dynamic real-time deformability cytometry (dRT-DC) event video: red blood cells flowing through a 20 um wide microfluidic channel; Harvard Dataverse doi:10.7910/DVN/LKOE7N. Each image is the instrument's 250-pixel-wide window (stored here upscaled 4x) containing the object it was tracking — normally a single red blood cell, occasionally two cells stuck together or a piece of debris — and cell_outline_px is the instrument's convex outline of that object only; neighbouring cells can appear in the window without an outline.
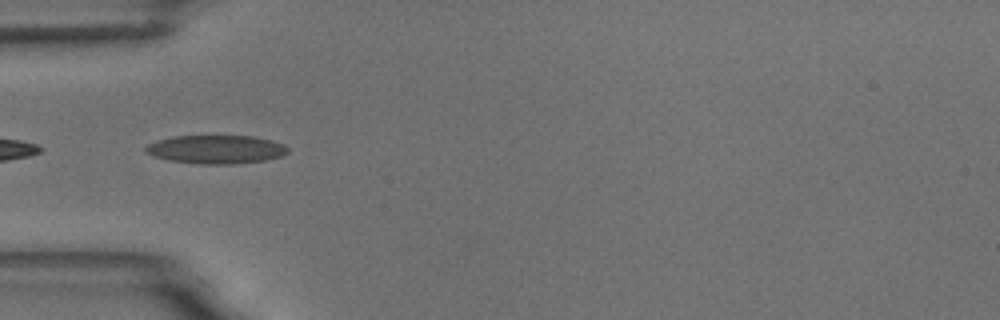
{"species": "common noctule bat (a hibernating species)", "species_latin": "Nyctalus noctula", "temperature_condition": "room temperature", "stored_images_in_passage": 10, "camera_frame_rate_fps": 3000, "um_per_image_px": 0.085, "animal": {"sex": "male", "body_mass_g": 18.8}, "frame": {"image": 1, "passage_image": 1, "time_ms": 0.0, "image_size_px": [1000, 320], "cell_outline_px": [[288, 152], [280, 156], [264, 160], [232, 164], [200, 164], [168, 160], [152, 156], [144, 152], [144, 148], [148, 144], [156, 140], [172, 136], [252, 136], [272, 140], [284, 144], [288, 148]], "centroid_in_image_um": [18.32, 12.69], "position_along_channel_um": 66.7, "area_um2": 23.7}}